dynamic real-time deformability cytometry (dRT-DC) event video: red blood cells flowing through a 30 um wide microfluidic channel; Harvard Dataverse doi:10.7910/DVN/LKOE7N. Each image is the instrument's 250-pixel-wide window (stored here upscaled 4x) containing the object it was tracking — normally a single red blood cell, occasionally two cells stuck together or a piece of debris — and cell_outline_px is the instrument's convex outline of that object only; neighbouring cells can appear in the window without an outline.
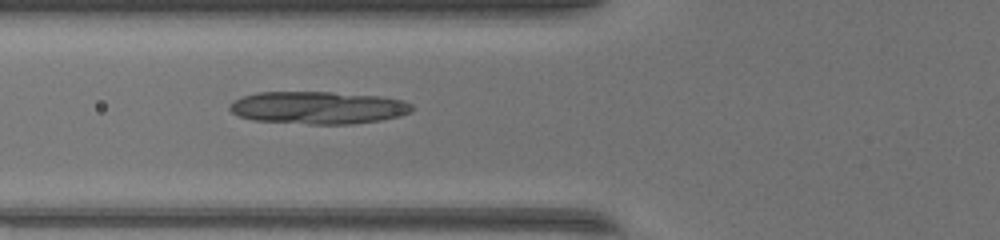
{"species": "common noctule bat (a hibernating species)", "species_latin": "Nyctalus noctula", "temperature_condition": "warm", "stored_images_in_passage": 34, "camera_frame_rate_fps": 3000, "um_per_image_px": 0.085, "animal": {"sex": "female", "body_mass_g": 17.0, "forearm_length_mm": 48.0}, "frame": {"image": 1, "passage_image": 4, "time_ms": 1.0, "image_size_px": [1000, 240], "cell_outline_px": [[416, 108], [412, 112], [400, 116], [380, 120], [352, 124], [308, 124], [252, 120], [240, 116], [232, 112], [228, 108], [228, 104], [232, 100], [256, 92], [332, 92], [380, 96], [404, 100], [412, 104]], "centroid_in_image_um": [27.06, 9.15], "position_along_channel_um": 98.7, "area_um2": 34.91}}
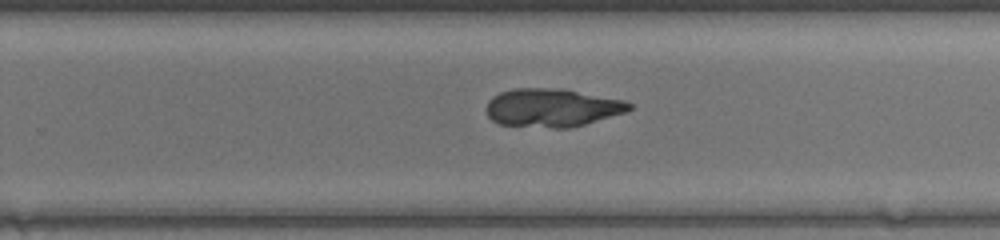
{"frame": {"image": 2, "passage_image": 17, "time_ms": 5.333, "image_size_px": [1000, 240], "cell_outline_px": [[632, 108], [624, 112], [584, 124], [568, 128], [552, 128], [496, 124], [488, 116], [488, 100], [492, 96], [500, 92], [516, 88], [560, 88], [624, 100], [632, 104]], "centroid_in_image_um": [46.89, 9.15], "position_along_channel_um": 282.9, "area_um2": 31.73}}
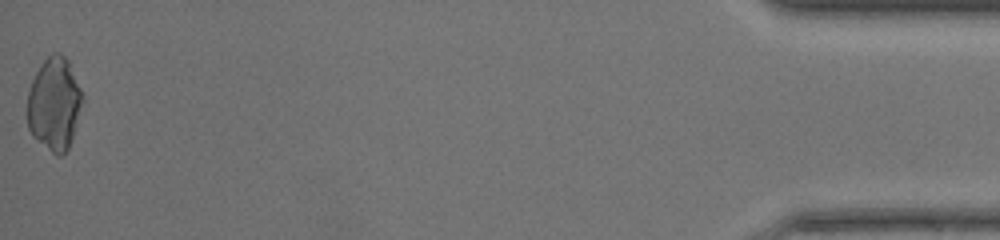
{"frame": {"image": 3, "passage_image": 34, "time_ms": 11.0, "image_size_px": [1000, 240], "cell_outline_px": [[84, 100], [68, 148], [60, 156], [56, 156], [36, 140], [32, 136], [28, 128], [28, 92], [32, 80], [36, 72], [44, 60], [52, 52], [60, 52], [68, 60], [80, 88]], "centroid_in_image_um": [4.61, 8.83], "position_along_channel_um": 430.6, "area_um2": 29.71}}